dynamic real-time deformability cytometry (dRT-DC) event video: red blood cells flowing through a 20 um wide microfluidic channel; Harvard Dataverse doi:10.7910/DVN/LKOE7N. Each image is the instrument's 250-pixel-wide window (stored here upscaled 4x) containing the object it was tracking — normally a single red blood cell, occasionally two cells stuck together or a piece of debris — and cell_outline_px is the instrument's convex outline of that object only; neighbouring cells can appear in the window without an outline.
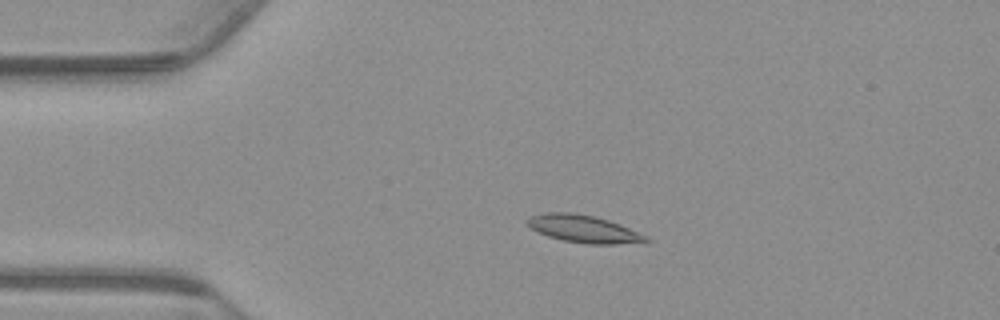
{"species": "common noctule bat (a hibernating species)", "species_latin": "Nyctalus noctula", "temperature_condition": "warm", "stored_images_in_passage": 19, "camera_frame_rate_fps": 3000, "um_per_image_px": 0.085, "animal": {"sex": "male", "body_mass_g": 23.1, "forearm_length_mm": 52.7}, "frame": {"image": 1, "passage_image": 11, "time_ms": 3.333, "image_size_px": [1000, 320], "cell_outline_px": [[652, 240], [616, 244], [588, 244], [564, 240], [548, 236], [532, 228], [524, 220], [532, 216], [544, 212], [572, 212], [592, 216], [608, 220], [620, 224], [648, 236]], "centroid_in_image_um": [49.61, 19.44], "position_along_channel_um": 35.4, "area_um2": 18.73}}
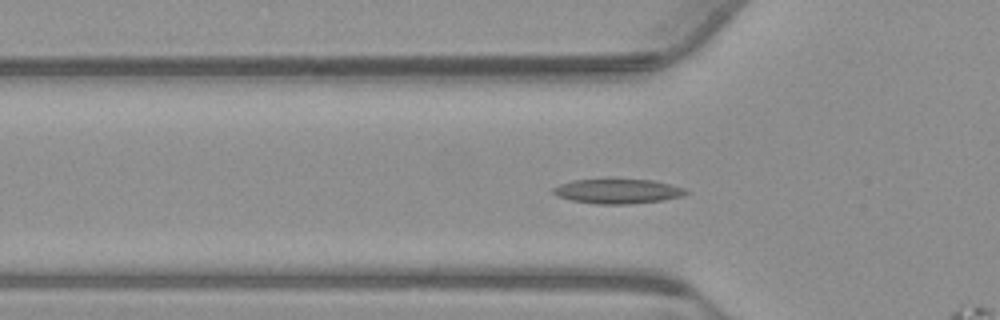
{"frame": {"image": 2, "passage_image": 17, "time_ms": 5.333, "image_size_px": [1000, 320], "cell_outline_px": [[688, 192], [684, 196], [664, 200], [628, 204], [596, 204], [572, 200], [556, 196], [552, 192], [552, 188], [560, 184], [572, 180], [612, 176], [652, 180], [684, 188]], "centroid_in_image_um": [52.46, 16.21], "position_along_channel_um": 73.3, "area_um2": 20.0}}